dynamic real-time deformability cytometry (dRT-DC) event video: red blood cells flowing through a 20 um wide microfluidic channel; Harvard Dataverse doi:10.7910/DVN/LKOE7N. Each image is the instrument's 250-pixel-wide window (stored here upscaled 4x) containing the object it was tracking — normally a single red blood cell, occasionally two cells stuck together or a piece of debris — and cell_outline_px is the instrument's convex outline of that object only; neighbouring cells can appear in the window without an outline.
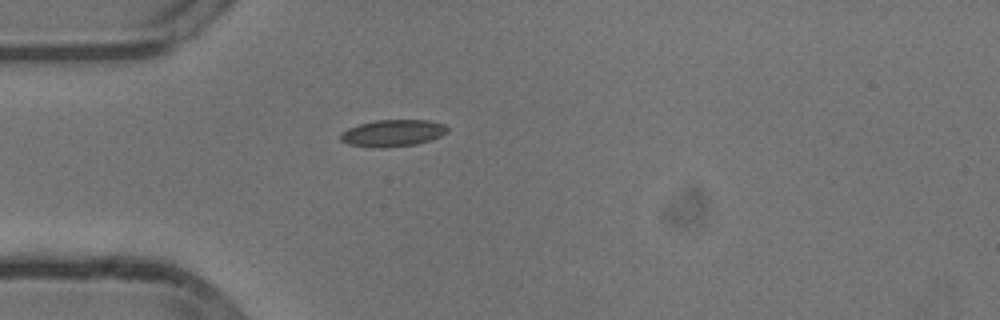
{"species": "common noctule bat (a hibernating species)", "species_latin": "Nyctalus noctula", "temperature_condition": "cold", "stored_images_in_passage": 40, "camera_frame_rate_fps": 3000, "um_per_image_px": 0.085, "animal": {"sex": "male", "body_mass_g": 13.3}, "frame": {"image": 1, "passage_image": 1, "time_ms": 0.0, "image_size_px": [1000, 320], "cell_outline_px": [[448, 128], [440, 136], [428, 140], [412, 144], [348, 144], [340, 140], [340, 136], [348, 128], [360, 124], [376, 120], [424, 120], [444, 124]], "centroid_in_image_um": [33.4, 11.24], "position_along_channel_um": 51.6, "area_um2": 15.26}}
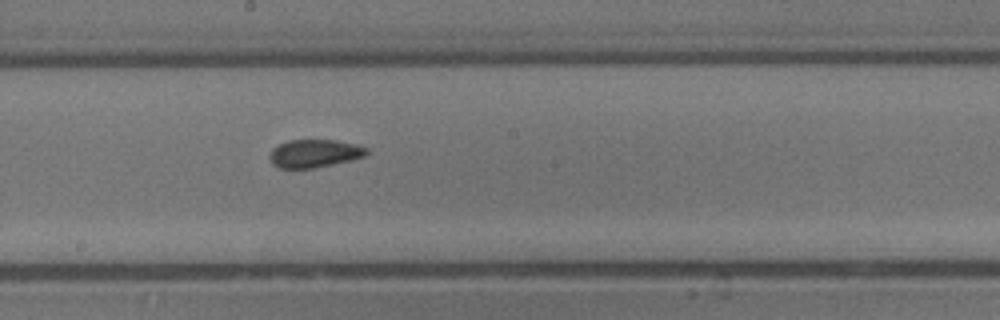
{"frame": {"image": 2, "passage_image": 15, "time_ms": 4.667, "image_size_px": [1000, 320], "cell_outline_px": [[368, 152], [364, 156], [348, 160], [312, 168], [280, 168], [272, 160], [272, 152], [280, 144], [292, 140], [332, 140], [352, 144], [364, 148]], "centroid_in_image_um": [26.74, 13.04], "position_along_channel_um": 221.5, "area_um2": 14.85}}
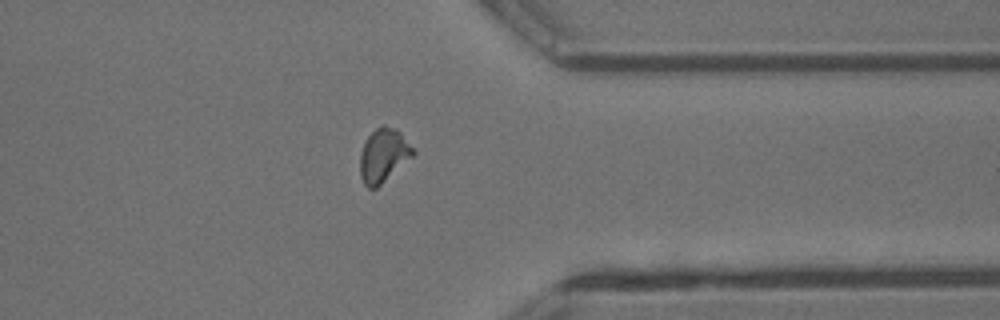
{"frame": {"image": 3, "passage_image": 28, "time_ms": 9.0, "image_size_px": [1000, 320], "cell_outline_px": [[416, 152], [412, 156], [376, 188], [368, 188], [364, 184], [360, 172], [360, 156], [364, 144], [368, 136], [376, 128], [392, 128], [400, 132]], "centroid_in_image_um": [32.58, 13.23], "position_along_channel_um": 378.8, "area_um2": 15.84}, "authors_computed_cell_mechanics": {"area_um2": 15.028, "velocity_mm_per_s": 3.8157, "shape_relaxation_time_tau1_ms": 5.7312, "shape_relaxation_time_tau2_ms": 2.0261, "deformation_change_tau1": 0.1056, "deformation_change_tau2": 0.0563}}